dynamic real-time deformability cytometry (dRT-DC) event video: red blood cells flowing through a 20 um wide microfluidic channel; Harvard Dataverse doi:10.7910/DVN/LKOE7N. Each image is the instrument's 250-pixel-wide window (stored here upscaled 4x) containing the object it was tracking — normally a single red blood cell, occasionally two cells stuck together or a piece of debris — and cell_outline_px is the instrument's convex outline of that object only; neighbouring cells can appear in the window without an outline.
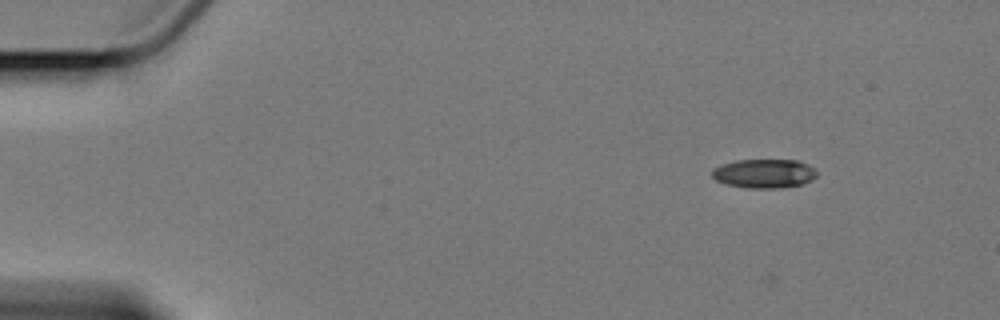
{"species": "Egyptian fruit bat (a non-hibernating species)", "species_latin": "Rousettus aegyptiacus", "temperature_condition": "cold", "stored_images_in_passage": 5, "segment_of_instrument_passage": [2, 2], "camera_frame_rate_fps": 3000, "um_per_image_px": 0.085, "animal": {"sex": "female"}, "frame": {"image": 1, "passage_image": 5, "time_ms": 6.333, "image_size_px": [1000, 320], "cell_outline_px": [[816, 176], [812, 180], [800, 184], [776, 188], [748, 188], [728, 184], [716, 180], [712, 176], [712, 168], [720, 164], [736, 160], [800, 160], [808, 164], [816, 172]], "centroid_in_image_um": [64.93, 14.73], "position_along_channel_um": 20.1, "area_um2": 17.63}}